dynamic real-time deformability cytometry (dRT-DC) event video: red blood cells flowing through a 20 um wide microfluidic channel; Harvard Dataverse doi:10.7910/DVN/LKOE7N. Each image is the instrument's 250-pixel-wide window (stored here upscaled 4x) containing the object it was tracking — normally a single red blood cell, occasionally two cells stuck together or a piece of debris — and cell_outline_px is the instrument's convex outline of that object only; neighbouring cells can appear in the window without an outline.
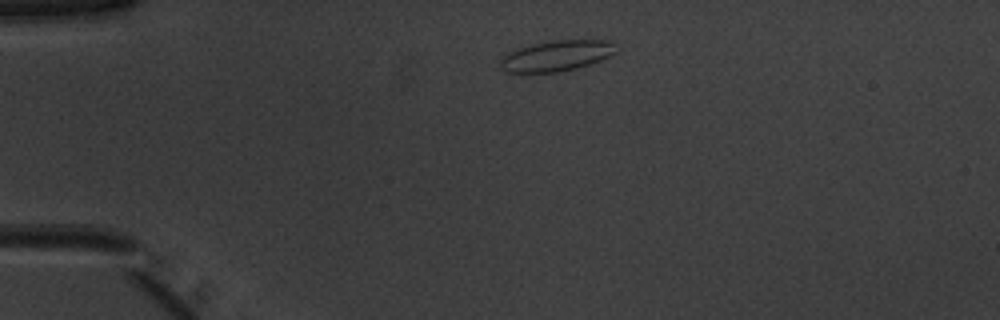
{"species": "common noctule bat (a hibernating species)", "species_latin": "Nyctalus noctula", "temperature_condition": "warm", "stored_images_in_passage": 20, "camera_frame_rate_fps": 3000, "um_per_image_px": 0.085, "animal": {"sex": "male", "body_mass_g": 20.1, "forearm_length_mm": 53.5}, "frame": {"image": 1, "passage_image": 1, "time_ms": 0.0, "image_size_px": [1000, 320], "cell_outline_px": [[616, 52], [600, 60], [576, 68], [556, 72], [504, 72], [500, 68], [500, 56], [504, 52], [552, 40], [612, 40]], "centroid_in_image_um": [47.24, 4.74], "position_along_channel_um": 37.8, "area_um2": 20.58}}
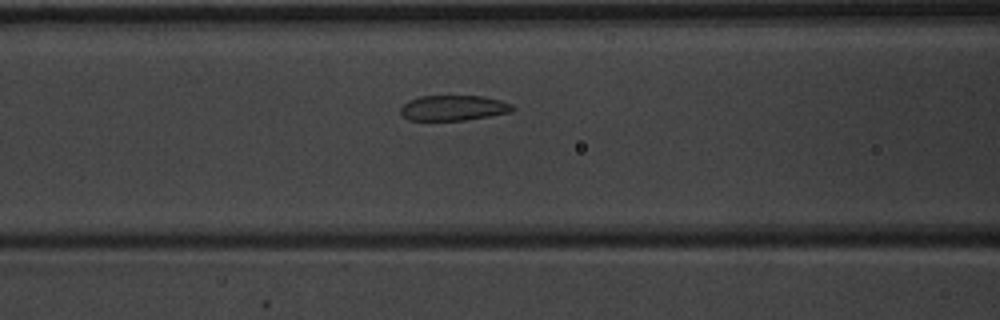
{"frame": {"image": 2, "passage_image": 11, "time_ms": 3.333, "image_size_px": [1000, 320], "cell_outline_px": [[516, 108], [512, 112], [464, 120], [408, 120], [400, 112], [400, 108], [408, 100], [420, 96], [484, 96], [500, 100], [512, 104]], "centroid_in_image_um": [38.56, 9.17], "position_along_channel_um": 128.0, "area_um2": 16.53}}
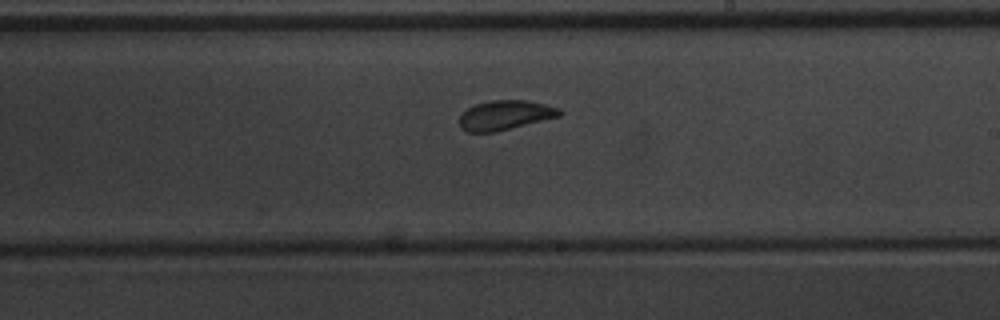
{"frame": {"image": 3, "passage_image": 20, "time_ms": 6.333, "image_size_px": [1000, 320], "cell_outline_px": [[564, 112], [560, 116], [496, 132], [468, 132], [460, 128], [460, 116], [468, 108], [476, 104], [488, 100], [528, 100], [560, 108]], "centroid_in_image_um": [42.96, 9.78], "position_along_channel_um": 246.0, "area_um2": 17.28}}